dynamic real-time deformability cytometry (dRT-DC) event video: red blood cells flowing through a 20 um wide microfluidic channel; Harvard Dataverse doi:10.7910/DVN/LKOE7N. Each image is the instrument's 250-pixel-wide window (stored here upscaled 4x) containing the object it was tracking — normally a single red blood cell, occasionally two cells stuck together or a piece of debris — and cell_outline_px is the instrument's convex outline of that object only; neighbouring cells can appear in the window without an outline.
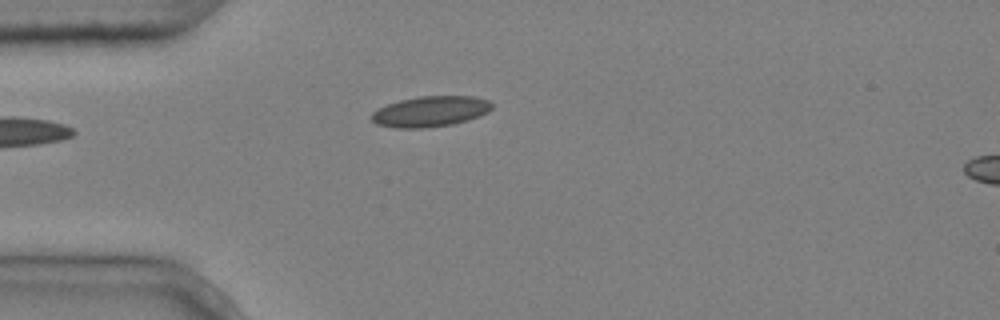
{"species": "common noctule bat (a hibernating species)", "species_latin": "Nyctalus noctula", "temperature_condition": "cold", "stored_images_in_passage": 4, "camera_frame_rate_fps": 3000, "um_per_image_px": 0.085, "animal": {"sex": "male", "body_mass_g": 20.4}, "frame": {"image": 1, "passage_image": 4, "time_ms": 1.0, "image_size_px": [1000, 320], "cell_outline_px": [[492, 108], [488, 112], [480, 116], [468, 120], [452, 124], [424, 128], [396, 128], [376, 124], [372, 120], [372, 112], [388, 104], [400, 100], [420, 96], [476, 96], [488, 100], [492, 104]], "centroid_in_image_um": [36.61, 9.47], "position_along_channel_um": 48.4, "area_um2": 21.44}}